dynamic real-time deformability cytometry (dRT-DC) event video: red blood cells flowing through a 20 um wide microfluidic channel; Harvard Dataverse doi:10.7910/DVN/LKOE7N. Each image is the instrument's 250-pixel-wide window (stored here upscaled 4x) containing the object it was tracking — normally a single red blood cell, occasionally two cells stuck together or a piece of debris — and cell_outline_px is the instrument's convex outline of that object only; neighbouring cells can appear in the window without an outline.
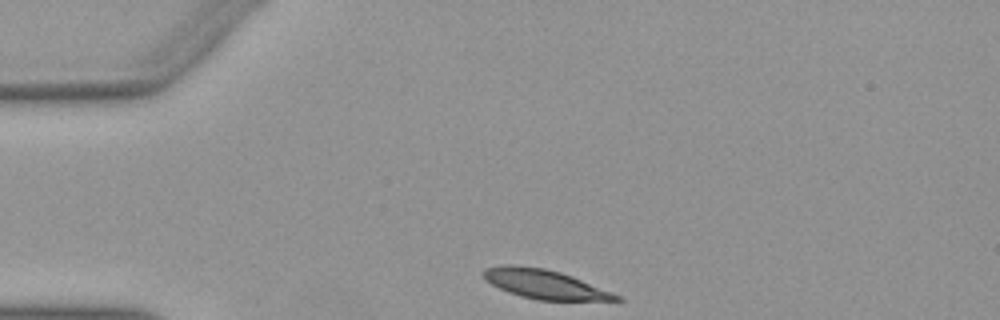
{"species": "Egyptian fruit bat (a non-hibernating species)", "species_latin": "Rousettus aegyptiacus", "temperature_condition": "warm", "stored_images_in_passage": 31, "camera_frame_rate_fps": 3000, "um_per_image_px": 0.085, "animal": {"sex": "female"}, "frame": {"image": 1, "passage_image": 1, "time_ms": 0.0, "image_size_px": [1000, 320], "cell_outline_px": [[624, 300], [536, 300], [520, 296], [508, 292], [484, 280], [480, 272], [484, 268], [504, 264], [512, 264], [544, 268], [560, 272], [572, 276], [612, 292], [620, 296]], "centroid_in_image_um": [46.22, 24.14], "position_along_channel_um": 38.8, "area_um2": 22.6}}
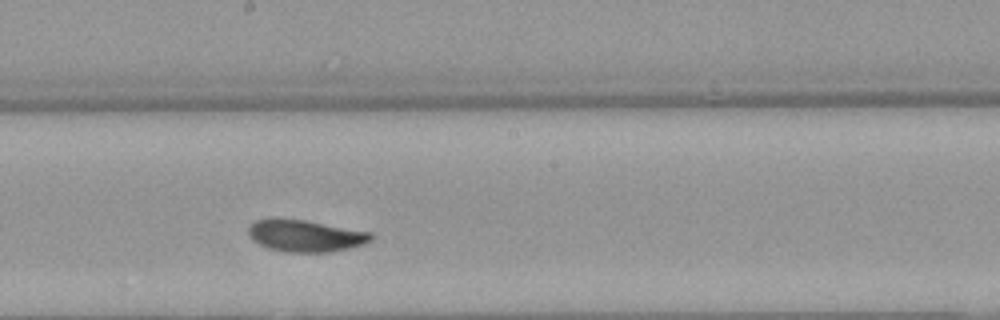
{"frame": {"image": 2, "passage_image": 18, "time_ms": 5.667, "image_size_px": [1000, 320], "cell_outline_px": [[376, 236], [372, 240], [364, 244], [352, 248], [328, 252], [284, 252], [268, 248], [252, 240], [248, 236], [248, 228], [256, 220], [272, 216], [280, 216], [304, 220], [372, 232]], "centroid_in_image_um": [25.95, 20.02], "position_along_channel_um": 222.3, "area_um2": 23.41}}
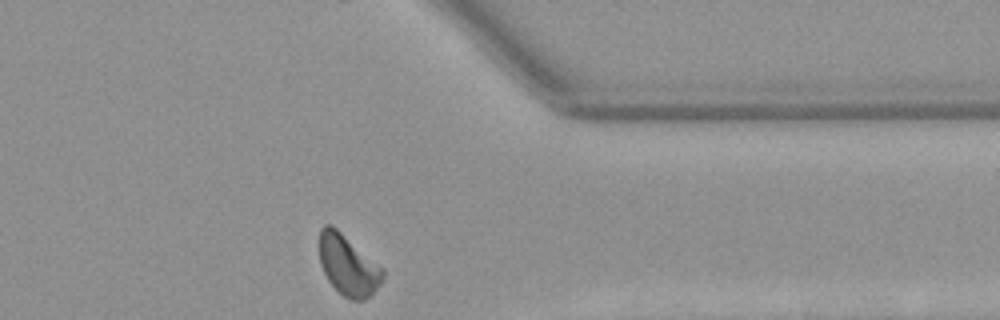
{"frame": {"image": 3, "passage_image": 31, "time_ms": 10.0, "image_size_px": [1000, 320], "cell_outline_px": [[384, 280], [364, 300], [352, 300], [344, 296], [328, 280], [320, 264], [320, 228], [324, 224], [328, 224], [336, 228], [384, 268]], "centroid_in_image_um": [29.6, 22.53], "position_along_channel_um": 381.8, "area_um2": 22.08}, "authors_computed_cell_mechanics": {"area_um2": 23.12, "velocity_mm_per_s": 3.8938, "shape_relaxation_time_tau1_ms": 3.25, "shape_relaxation_time_tau2_ms": 2.7434, "deformation_change_tau1": 0.1262, "deformation_change_tau2": 0.0696}}